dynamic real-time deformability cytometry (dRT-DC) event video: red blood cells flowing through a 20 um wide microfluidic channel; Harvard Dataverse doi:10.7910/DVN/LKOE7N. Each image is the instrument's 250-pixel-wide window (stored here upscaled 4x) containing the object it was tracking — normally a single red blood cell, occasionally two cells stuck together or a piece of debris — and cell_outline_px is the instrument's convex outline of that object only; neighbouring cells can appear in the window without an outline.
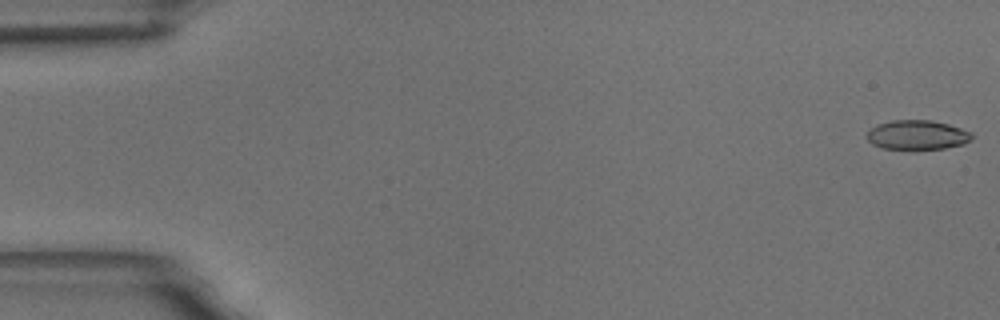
{"species": "common noctule bat (a hibernating species)", "species_latin": "Nyctalus noctula", "temperature_condition": "room temperature", "stored_images_in_passage": 4, "camera_frame_rate_fps": 3000, "um_per_image_px": 0.085, "animal": {"sex": "male", "body_mass_g": 18.8}, "frame": {"image": 1, "passage_image": 1, "time_ms": 0.0, "image_size_px": [1000, 320], "cell_outline_px": [[972, 140], [964, 144], [944, 148], [884, 148], [872, 144], [864, 136], [876, 124], [892, 120], [932, 120], [948, 124], [972, 132]], "centroid_in_image_um": [77.96, 11.45], "position_along_channel_um": 7.0, "area_um2": 17.86}}